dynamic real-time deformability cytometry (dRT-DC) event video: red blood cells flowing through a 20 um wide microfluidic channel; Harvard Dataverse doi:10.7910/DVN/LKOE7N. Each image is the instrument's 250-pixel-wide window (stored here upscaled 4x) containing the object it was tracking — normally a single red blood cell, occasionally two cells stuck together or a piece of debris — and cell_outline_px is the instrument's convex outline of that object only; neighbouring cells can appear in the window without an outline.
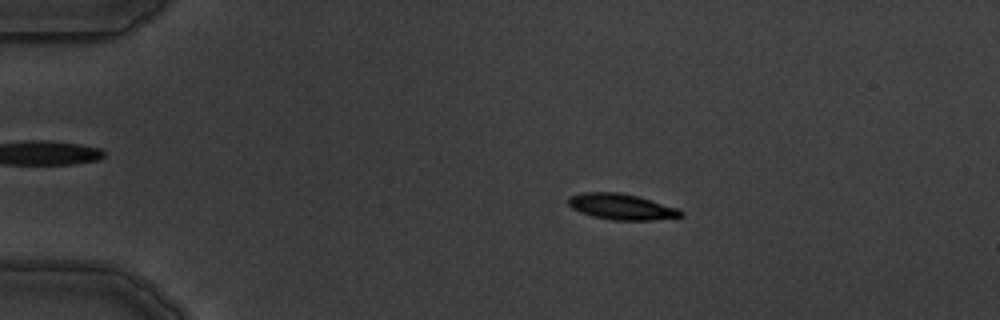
{"species": "common noctule bat (a hibernating species)", "species_latin": "Nyctalus noctula", "temperature_condition": "warm", "stored_images_in_passage": 9, "camera_frame_rate_fps": 3000, "um_per_image_px": 0.085, "animal": {"sex": "male", "body_mass_g": 19.5, "forearm_length_mm": 54.6}, "frame": {"image": 1, "passage_image": 2, "time_ms": 1.0, "image_size_px": [1000, 320], "cell_outline_px": [[684, 216], [652, 220], [612, 220], [592, 216], [580, 212], [572, 208], [568, 204], [568, 196], [580, 192], [620, 192], [636, 196], [680, 208], [684, 212]], "centroid_in_image_um": [52.82, 17.57], "position_along_channel_um": 32.2, "area_um2": 17.11}}
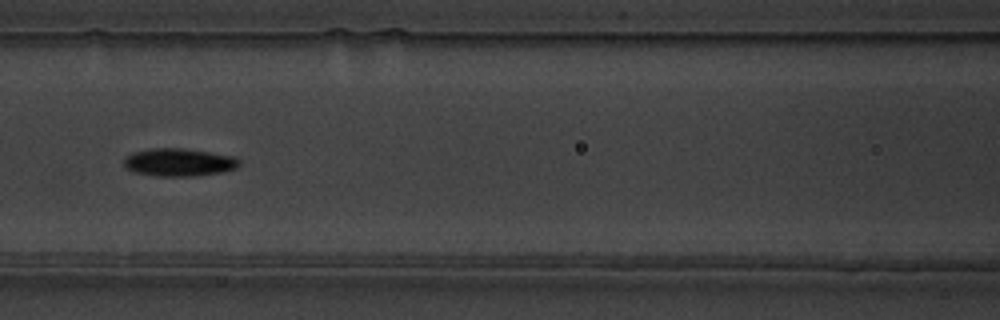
{"frame": {"image": 2, "passage_image": 6, "time_ms": 5.667, "image_size_px": [1000, 320], "cell_outline_px": [[240, 164], [236, 168], [224, 172], [196, 176], [156, 176], [132, 172], [124, 164], [124, 160], [132, 152], [152, 148], [184, 148], [236, 156], [240, 160]], "centroid_in_image_um": [15.25, 13.79], "position_along_channel_um": 151.3, "area_um2": 18.9}}
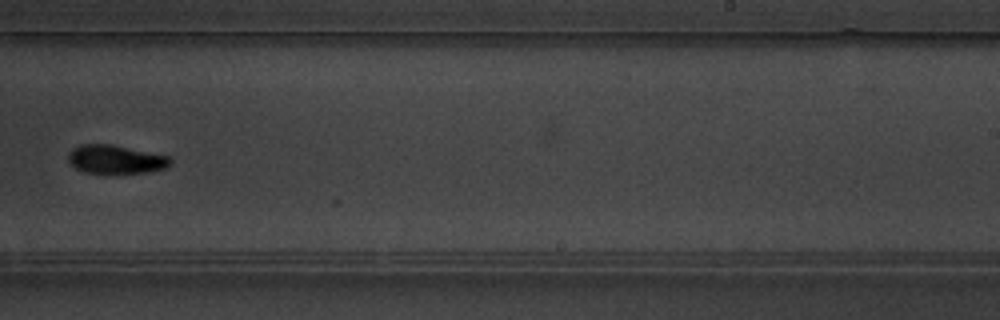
{"frame": {"image": 3, "passage_image": 9, "time_ms": 9.0, "image_size_px": [1000, 320], "cell_outline_px": [[172, 164], [168, 168], [148, 172], [116, 176], [108, 176], [84, 172], [76, 168], [68, 160], [68, 152], [72, 148], [80, 144], [112, 144], [168, 156], [172, 160]], "centroid_in_image_um": [9.84, 13.6], "position_along_channel_um": 279.2, "area_um2": 17.92}}